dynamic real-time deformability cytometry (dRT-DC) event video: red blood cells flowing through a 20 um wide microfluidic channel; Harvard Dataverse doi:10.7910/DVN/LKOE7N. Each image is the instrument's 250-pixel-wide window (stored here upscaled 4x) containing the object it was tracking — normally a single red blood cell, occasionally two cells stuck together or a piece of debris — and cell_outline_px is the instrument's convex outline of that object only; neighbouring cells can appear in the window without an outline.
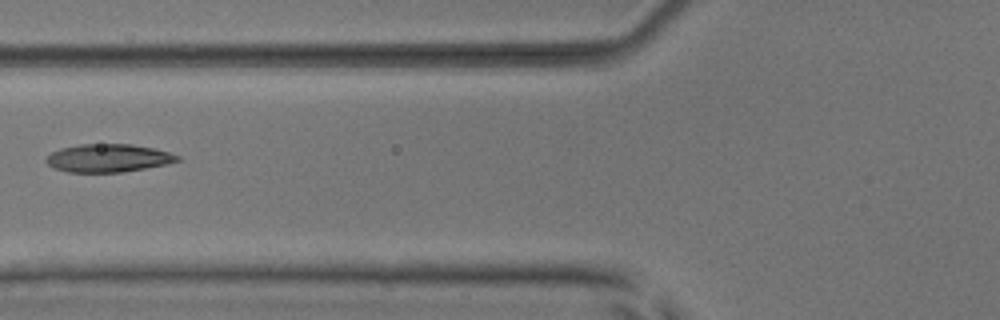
{"species": "common noctule bat (a hibernating species)", "species_latin": "Nyctalus noctula", "temperature_condition": "room temperature", "stored_images_in_passage": 7, "camera_frame_rate_fps": 3000, "um_per_image_px": 0.085, "animal": {"sex": "male", "body_mass_g": 17.9, "forearm_length_mm": 54.2}, "frame": {"image": 1, "passage_image": 6, "time_ms": 5.667, "image_size_px": [1000, 320], "cell_outline_px": [[180, 160], [164, 164], [144, 168], [120, 172], [68, 172], [52, 168], [44, 160], [52, 152], [60, 148], [80, 144], [132, 144], [152, 148], [168, 152], [180, 156]], "centroid_in_image_um": [9.15, 13.43], "position_along_channel_um": 116.7, "area_um2": 21.27}}
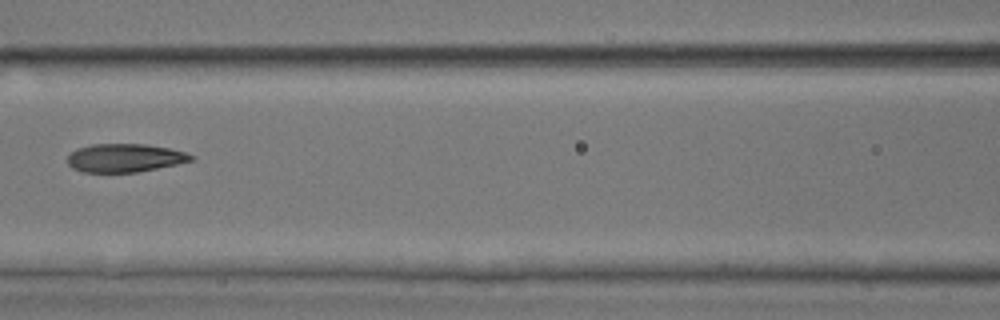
{"frame": {"image": 2, "passage_image": 7, "time_ms": 6.667, "image_size_px": [1000, 320], "cell_outline_px": [[196, 160], [136, 172], [84, 172], [72, 168], [68, 164], [68, 156], [76, 148], [92, 144], [144, 144], [168, 148], [184, 152], [196, 156]], "centroid_in_image_um": [10.61, 13.42], "position_along_channel_um": 156.0, "area_um2": 20.35}}